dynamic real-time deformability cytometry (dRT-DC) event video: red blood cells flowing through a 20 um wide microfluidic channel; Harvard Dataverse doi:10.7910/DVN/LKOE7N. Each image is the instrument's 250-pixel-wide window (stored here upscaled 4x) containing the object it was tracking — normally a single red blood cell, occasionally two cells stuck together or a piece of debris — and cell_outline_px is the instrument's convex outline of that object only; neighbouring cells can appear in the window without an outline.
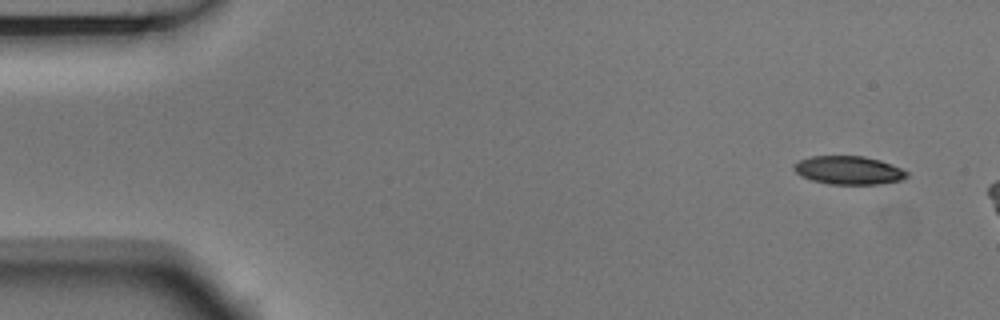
{"species": "Egyptian fruit bat (a non-hibernating species)", "species_latin": "Rousettus aegyptiacus", "temperature_condition": "room temperature", "stored_images_in_passage": 3, "camera_frame_rate_fps": 3000, "um_per_image_px": 0.085, "animal": {"sex": "male"}, "frame": {"image": 1, "passage_image": 1, "time_ms": 0.0, "image_size_px": [1000, 320], "cell_outline_px": [[908, 176], [900, 180], [880, 184], [828, 184], [812, 180], [800, 176], [792, 168], [792, 164], [800, 160], [812, 156], [864, 156], [880, 160], [892, 164], [908, 172]], "centroid_in_image_um": [72.11, 14.47], "position_along_channel_um": 12.9, "area_um2": 18.73}}